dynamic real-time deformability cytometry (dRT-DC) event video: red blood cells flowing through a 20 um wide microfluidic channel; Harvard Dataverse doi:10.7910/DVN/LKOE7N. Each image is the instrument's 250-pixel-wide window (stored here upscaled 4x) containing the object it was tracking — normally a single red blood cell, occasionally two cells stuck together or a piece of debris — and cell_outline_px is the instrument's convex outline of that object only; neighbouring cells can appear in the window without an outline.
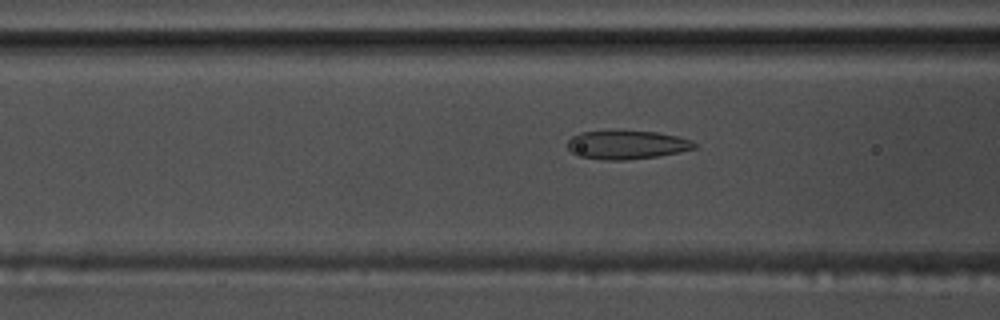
{"species": "common noctule bat (a hibernating species)", "species_latin": "Nyctalus noctula", "temperature_condition": "warm", "stored_images_in_passage": 57, "segment_of_instrument_passage": [1, 2], "camera_frame_rate_fps": 3000, "um_per_image_px": 0.085, "animal": {"sex": "male", "body_mass_g": 17.5, "forearm_length_mm": 52.3}, "frame": {"image": 1, "passage_image": 22, "time_ms": 7.0, "image_size_px": [1000, 320], "cell_outline_px": [[696, 148], [680, 152], [656, 156], [624, 160], [604, 160], [576, 156], [568, 148], [568, 140], [572, 136], [580, 132], [656, 132], [676, 136], [692, 140], [696, 144]], "centroid_in_image_um": [53.26, 12.33], "position_along_channel_um": 113.3, "area_um2": 20.81}}
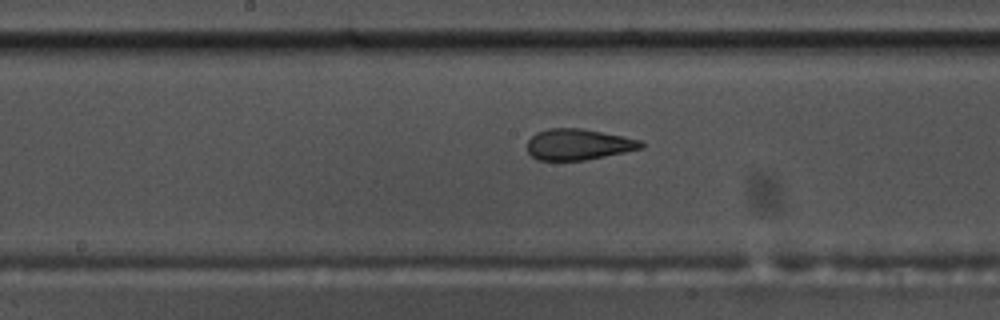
{"frame": {"image": 2, "passage_image": 29, "time_ms": 9.333, "image_size_px": [1000, 320], "cell_outline_px": [[644, 148], [584, 160], [536, 160], [528, 152], [528, 140], [536, 132], [548, 128], [580, 128], [624, 136], [640, 140], [644, 144]], "centroid_in_image_um": [49.15, 12.27], "position_along_channel_um": 199.0, "area_um2": 20.52}}
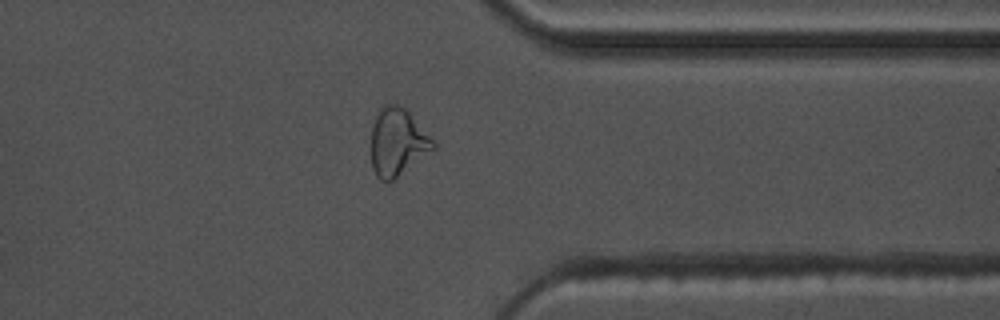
{"frame": {"image": 3, "passage_image": 44, "time_ms": 14.333, "image_size_px": [1000, 320], "cell_outline_px": [[436, 148], [392, 180], [380, 180], [376, 176], [372, 168], [372, 128], [376, 116], [380, 108], [384, 104], [400, 104], [408, 112], [436, 144]], "centroid_in_image_um": [33.77, 12.08], "position_along_channel_um": 377.6, "area_um2": 23.87}}